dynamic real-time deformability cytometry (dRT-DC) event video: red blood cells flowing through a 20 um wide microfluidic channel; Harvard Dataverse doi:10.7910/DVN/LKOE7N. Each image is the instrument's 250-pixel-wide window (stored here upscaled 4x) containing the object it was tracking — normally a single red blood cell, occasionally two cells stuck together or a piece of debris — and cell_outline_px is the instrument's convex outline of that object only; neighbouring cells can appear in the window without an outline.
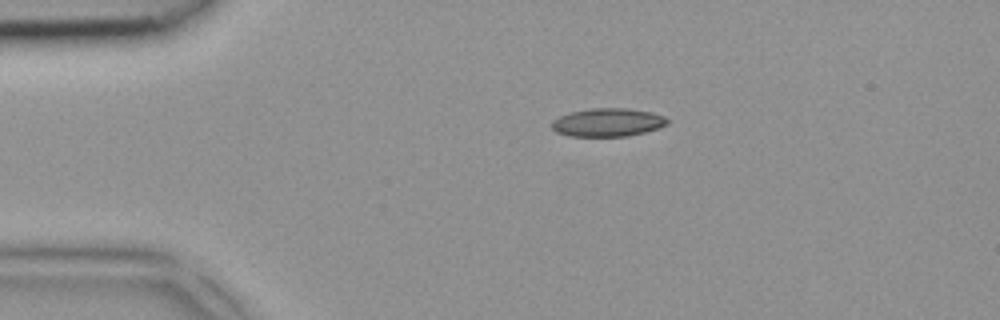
{"species": "common noctule bat (a hibernating species)", "species_latin": "Nyctalus noctula", "temperature_condition": "room temperature", "stored_images_in_passage": 2, "camera_frame_rate_fps": 3000, "um_per_image_px": 0.085, "animal": {"sex": "female", "body_mass_g": 18.4}, "frame": {"image": 1, "passage_image": 1, "time_ms": 0.0, "image_size_px": [1000, 320], "cell_outline_px": [[672, 120], [668, 124], [660, 128], [628, 136], [568, 136], [556, 132], [552, 128], [552, 120], [560, 116], [572, 112], [592, 108], [628, 108], [648, 112], [664, 116]], "centroid_in_image_um": [51.69, 10.41], "position_along_channel_um": 33.3, "area_um2": 19.07}}